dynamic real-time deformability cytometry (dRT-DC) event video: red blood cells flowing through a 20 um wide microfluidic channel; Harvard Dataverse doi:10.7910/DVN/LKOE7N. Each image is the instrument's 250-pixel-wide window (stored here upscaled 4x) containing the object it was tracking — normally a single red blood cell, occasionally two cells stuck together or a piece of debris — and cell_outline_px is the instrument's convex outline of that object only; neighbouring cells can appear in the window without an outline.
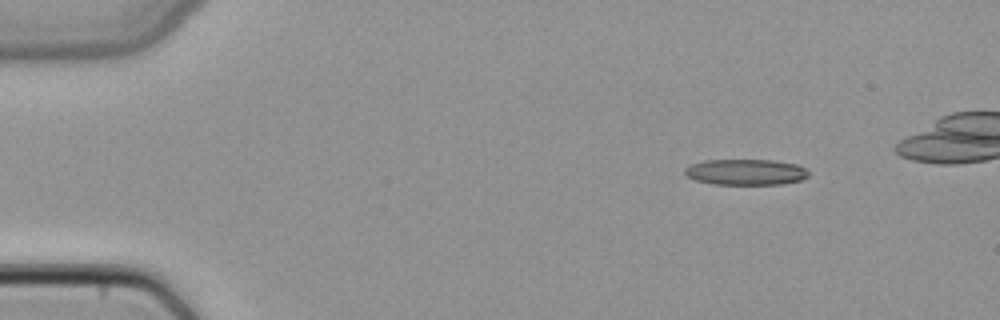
{"species": "common noctule bat (a hibernating species)", "species_latin": "Nyctalus noctula", "temperature_condition": "cold", "stored_images_in_passage": 4, "camera_frame_rate_fps": 3000, "um_per_image_px": 0.085, "animal": {"sex": "female", "body_mass_g": 22.7, "forearm_length_mm": 54.2}, "frame": {"image": 1, "passage_image": 1, "time_ms": 0.0, "image_size_px": [1000, 320], "cell_outline_px": [[808, 176], [800, 180], [784, 184], [712, 184], [696, 180], [688, 176], [684, 172], [684, 168], [692, 164], [704, 160], [772, 160], [796, 164], [804, 168], [808, 172]], "centroid_in_image_um": [63.38, 14.62], "position_along_channel_um": 21.6, "area_um2": 18.55}}